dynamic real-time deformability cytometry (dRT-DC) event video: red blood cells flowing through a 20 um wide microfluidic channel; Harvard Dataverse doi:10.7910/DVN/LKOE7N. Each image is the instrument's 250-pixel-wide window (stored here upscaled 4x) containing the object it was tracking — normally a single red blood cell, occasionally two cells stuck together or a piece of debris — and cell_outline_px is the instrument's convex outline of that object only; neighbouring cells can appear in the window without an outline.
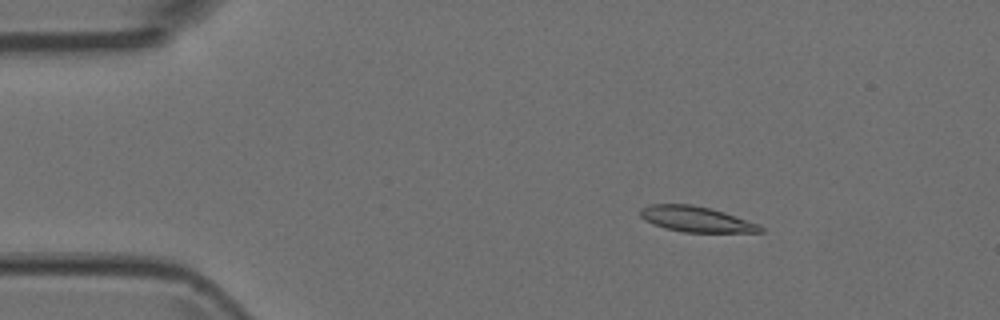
{"species": "Egyptian fruit bat (a non-hibernating species)", "species_latin": "Rousettus aegyptiacus", "temperature_condition": "room temperature", "stored_images_in_passage": 3, "camera_frame_rate_fps": 3000, "um_per_image_px": 0.085, "animal": {"sex": "female"}, "frame": {"image": 1, "passage_image": 1, "time_ms": 0.0, "image_size_px": [1000, 320], "cell_outline_px": [[764, 232], [684, 232], [664, 228], [652, 224], [644, 220], [640, 216], [640, 208], [648, 204], [692, 204], [712, 208], [760, 224], [764, 228]], "centroid_in_image_um": [59.16, 18.62], "position_along_channel_um": 25.8, "area_um2": 18.09}}
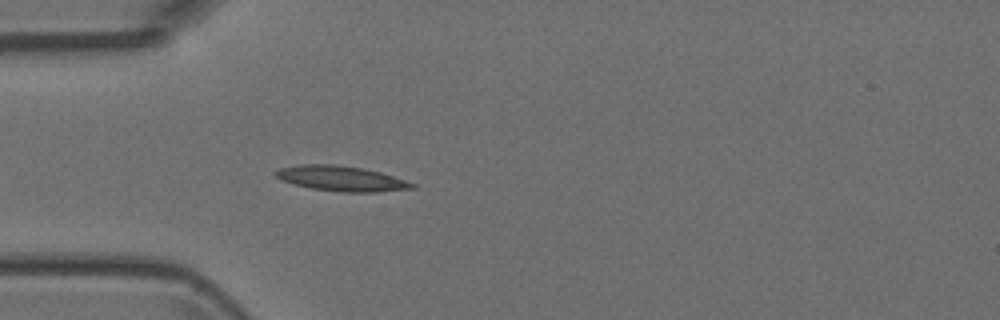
{"frame": {"image": 2, "passage_image": 3, "time_ms": 0.667, "image_size_px": [1000, 320], "cell_outline_px": [[416, 188], [376, 192], [344, 192], [308, 188], [292, 184], [280, 180], [272, 172], [280, 168], [300, 164], [332, 164], [364, 168], [380, 172], [416, 184]], "centroid_in_image_um": [28.96, 15.17], "position_along_channel_um": 56.0, "area_um2": 20.11}}